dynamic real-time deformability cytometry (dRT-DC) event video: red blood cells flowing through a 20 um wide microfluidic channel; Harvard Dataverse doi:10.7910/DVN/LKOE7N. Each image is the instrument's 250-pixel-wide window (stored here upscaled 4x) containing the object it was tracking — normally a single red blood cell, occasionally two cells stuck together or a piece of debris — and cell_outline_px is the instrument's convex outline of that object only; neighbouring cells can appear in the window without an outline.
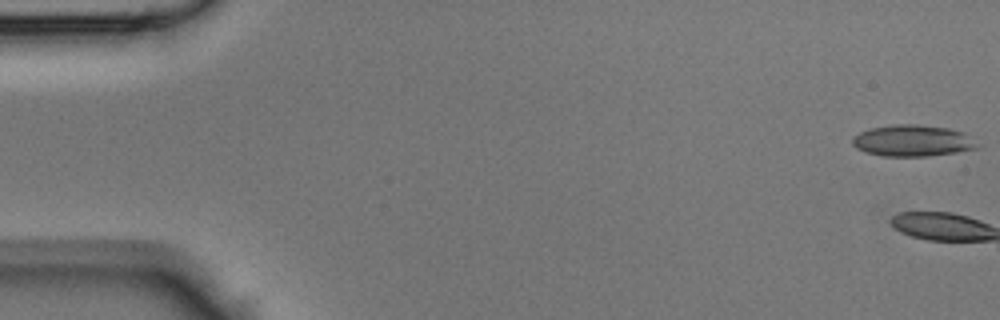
{"species": "Egyptian fruit bat (a non-hibernating species)", "species_latin": "Rousettus aegyptiacus", "temperature_condition": "room temperature", "stored_images_in_passage": 3, "camera_frame_rate_fps": 3000, "um_per_image_px": 0.085, "animal": {"sex": "male"}, "frame": {"image": 1, "passage_image": 1, "time_ms": 0.0, "image_size_px": [1000, 320], "cell_outline_px": [[984, 144], [980, 148], [956, 152], [928, 156], [884, 156], [868, 152], [856, 148], [852, 144], [852, 136], [868, 128], [892, 124], [916, 124], [948, 128], [964, 132]], "centroid_in_image_um": [77.64, 11.95], "position_along_channel_um": 7.4, "area_um2": 23.29}}